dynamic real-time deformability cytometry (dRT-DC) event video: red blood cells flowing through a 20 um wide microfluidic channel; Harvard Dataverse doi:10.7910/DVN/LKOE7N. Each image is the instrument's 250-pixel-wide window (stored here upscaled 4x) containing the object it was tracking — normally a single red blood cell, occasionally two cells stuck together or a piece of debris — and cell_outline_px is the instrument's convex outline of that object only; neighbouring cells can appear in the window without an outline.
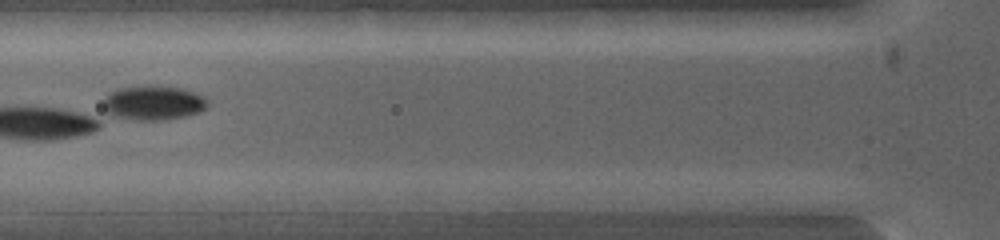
{"species": "common noctule bat (a hibernating species)", "species_latin": "Nyctalus noctula", "temperature_condition": "warm", "stored_images_in_passage": 5, "camera_frame_rate_fps": 5000, "um_per_image_px": 0.085, "animal": {"sex": "female", "body_mass_g": 19.0, "forearm_length_mm": 53.3}, "frame": {"image": 1, "passage_image": 5, "time_ms": 0.8, "image_size_px": [1000, 240], "cell_outline_px": [[656, 200], [632, 212], [496, 212], [488, 200], [496, 192], [644, 192]], "centroid_in_image_um": [48.39, 17.15], "position_along_channel_um": 77.4, "area_um2": 22.31}}